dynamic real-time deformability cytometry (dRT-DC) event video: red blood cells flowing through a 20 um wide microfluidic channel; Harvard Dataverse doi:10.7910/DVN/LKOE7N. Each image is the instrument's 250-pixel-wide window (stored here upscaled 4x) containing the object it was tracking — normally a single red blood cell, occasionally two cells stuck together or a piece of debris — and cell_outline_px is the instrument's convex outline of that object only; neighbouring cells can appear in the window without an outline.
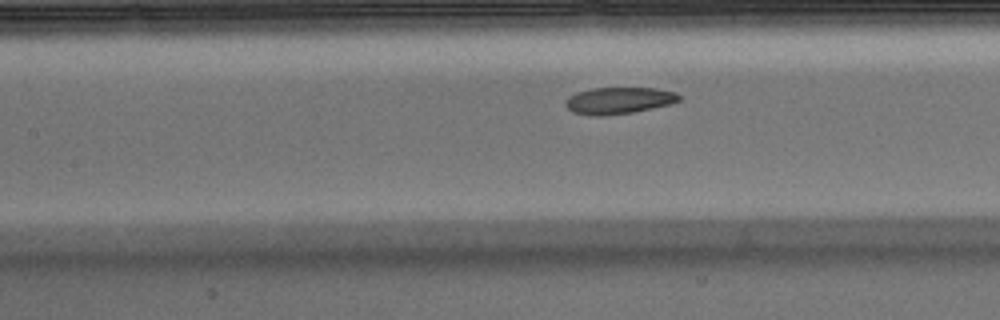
{"species": "Egyptian fruit bat (a non-hibernating species)", "species_latin": "Rousettus aegyptiacus", "temperature_condition": "warm", "stored_images_in_passage": 20, "camera_frame_rate_fps": 3000, "um_per_image_px": 0.085, "animal": {"sex": "male"}, "frame": {"image": 1, "passage_image": 17, "time_ms": 5.333, "image_size_px": [1000, 320], "cell_outline_px": [[680, 100], [672, 104], [632, 112], [604, 116], [596, 116], [572, 112], [564, 104], [564, 100], [568, 96], [576, 92], [592, 88], [656, 88], [676, 92], [680, 96]], "centroid_in_image_um": [52.58, 8.54], "position_along_channel_um": 154.8, "area_um2": 17.8}}